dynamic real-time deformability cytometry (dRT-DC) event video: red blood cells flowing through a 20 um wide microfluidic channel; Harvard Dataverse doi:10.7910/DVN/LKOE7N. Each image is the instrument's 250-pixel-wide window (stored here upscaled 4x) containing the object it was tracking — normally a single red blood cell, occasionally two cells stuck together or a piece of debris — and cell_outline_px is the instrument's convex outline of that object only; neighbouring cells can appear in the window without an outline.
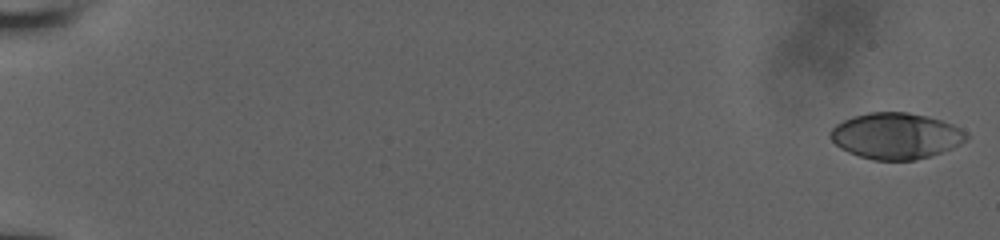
{"species": "human", "species_latin": "Homo sapiens", "temperature_condition": "room temperature", "stored_images_in_passage": 7, "camera_frame_rate_fps": 3000, "um_per_image_px": 0.085, "donor": {"sex": "male"}, "frame": {"image": 1, "passage_image": 1, "time_ms": 0.0, "image_size_px": [1000, 240], "cell_outline_px": [[968, 136], [960, 144], [952, 148], [916, 160], [872, 160], [848, 152], [840, 148], [828, 136], [828, 132], [836, 124], [852, 116], [868, 112], [908, 112], [940, 120], [952, 124], [968, 132]], "centroid_in_image_um": [76.11, 11.55], "position_along_channel_um": 8.9, "area_um2": 36.47}}
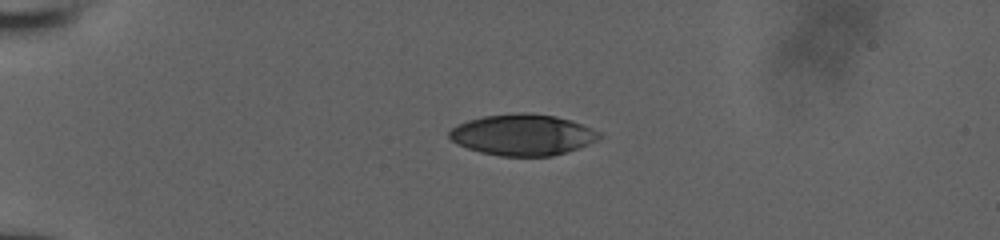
{"frame": {"image": 2, "passage_image": 6, "time_ms": 5.0, "image_size_px": [1000, 240], "cell_outline_px": [[604, 136], [580, 148], [552, 156], [500, 156], [480, 152], [468, 148], [452, 140], [448, 136], [448, 132], [456, 124], [468, 120], [484, 116], [516, 112], [524, 112], [556, 116], [572, 120], [600, 132]], "centroid_in_image_um": [44.44, 11.45], "position_along_channel_um": 40.6, "area_um2": 36.07}}